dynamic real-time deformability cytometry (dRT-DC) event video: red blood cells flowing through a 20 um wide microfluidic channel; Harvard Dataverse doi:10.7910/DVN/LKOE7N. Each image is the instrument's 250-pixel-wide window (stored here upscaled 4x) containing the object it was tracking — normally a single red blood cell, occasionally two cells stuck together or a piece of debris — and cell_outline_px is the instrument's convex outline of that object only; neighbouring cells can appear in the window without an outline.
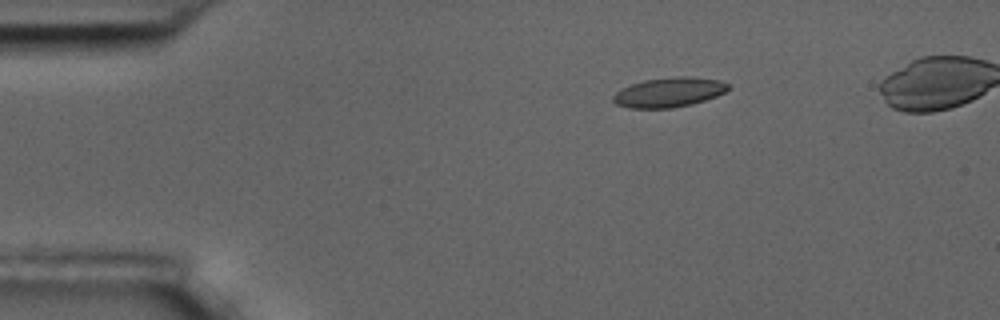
{"species": "common noctule bat (a hibernating species)", "species_latin": "Nyctalus noctula", "temperature_condition": "room temperature", "stored_images_in_passage": 6, "camera_frame_rate_fps": 3000, "um_per_image_px": 0.085, "animal": {"sex": "male", "body_mass_g": 17.5, "forearm_length_mm": 52.3}, "frame": {"image": 1, "passage_image": 3, "time_ms": 2.667, "image_size_px": [1000, 320], "cell_outline_px": [[728, 88], [724, 92], [716, 96], [692, 104], [672, 108], [628, 108], [616, 104], [612, 100], [612, 96], [620, 88], [644, 80], [676, 76], [684, 76], [720, 80], [728, 84]], "centroid_in_image_um": [56.81, 7.85], "position_along_channel_um": 28.2, "area_um2": 19.83}}